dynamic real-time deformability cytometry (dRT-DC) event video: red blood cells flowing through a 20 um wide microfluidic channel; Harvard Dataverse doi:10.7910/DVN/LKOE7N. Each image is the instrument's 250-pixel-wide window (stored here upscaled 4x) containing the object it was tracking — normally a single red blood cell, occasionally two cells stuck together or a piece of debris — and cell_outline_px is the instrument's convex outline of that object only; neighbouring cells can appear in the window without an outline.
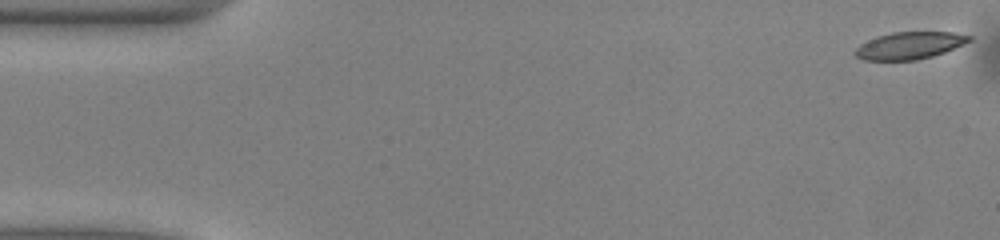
{"species": "common noctule bat (a hibernating species)", "species_latin": "Nyctalus noctula", "temperature_condition": "warm", "stored_images_in_passage": 51, "camera_frame_rate_fps": 3000, "um_per_image_px": 0.085, "animal": {"sex": "male", "body_mass_g": 13.0, "forearm_length_mm": 53.1}, "frame": {"image": 1, "passage_image": 1, "time_ms": 0.0, "image_size_px": [1000, 240], "cell_outline_px": [[972, 40], [944, 52], [932, 56], [916, 60], [864, 60], [856, 56], [852, 52], [860, 44], [876, 36], [892, 32], [952, 32], [972, 36]], "centroid_in_image_um": [77.28, 3.86], "position_along_channel_um": 7.7, "area_um2": 18.03}}
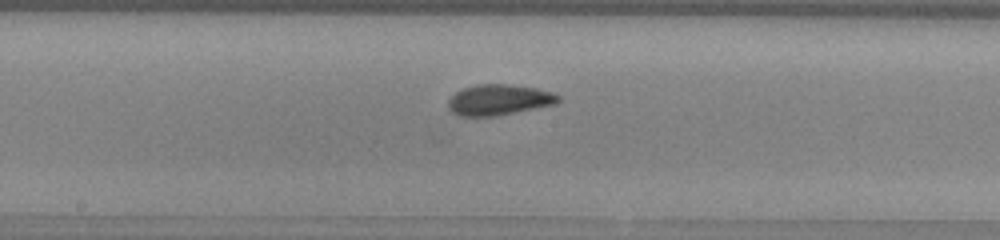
{"frame": {"image": 2, "passage_image": 26, "time_ms": 8.333, "image_size_px": [1000, 240], "cell_outline_px": [[560, 100], [556, 104], [496, 116], [456, 116], [448, 108], [448, 100], [456, 92], [464, 88], [476, 84], [508, 84], [536, 88], [552, 92], [560, 96]], "centroid_in_image_um": [42.4, 8.49], "position_along_channel_um": 205.8, "area_um2": 19.77}}
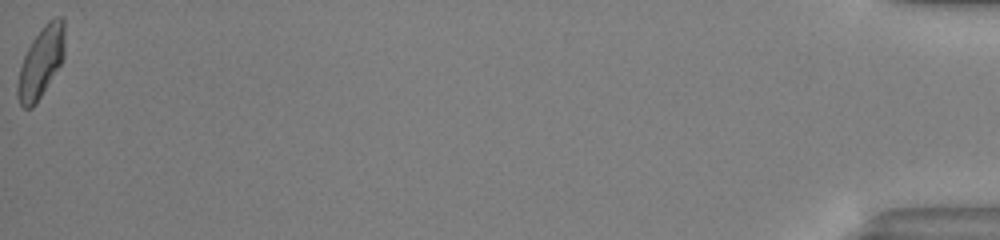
{"frame": {"image": 3, "passage_image": 51, "time_ms": 16.667, "image_size_px": [1000, 240], "cell_outline_px": [[64, 56], [60, 64], [36, 104], [32, 108], [24, 108], [20, 104], [16, 92], [16, 88], [20, 68], [24, 56], [32, 40], [44, 24], [48, 20], [56, 16], [60, 16], [64, 20]], "centroid_in_image_um": [3.48, 5.28], "position_along_channel_um": 431.7, "area_um2": 19.25}, "authors_computed_cell_mechanics": {"area_um2": 19.2474, "velocity_mm_per_s": 4.0191, "shape_relaxation_time_tau1_ms": 4.6787, "shape_relaxation_time_tau2_ms": 2.0059, "deformation_change_tau1": 0.1667, "deformation_change_tau2": 0.0933}}